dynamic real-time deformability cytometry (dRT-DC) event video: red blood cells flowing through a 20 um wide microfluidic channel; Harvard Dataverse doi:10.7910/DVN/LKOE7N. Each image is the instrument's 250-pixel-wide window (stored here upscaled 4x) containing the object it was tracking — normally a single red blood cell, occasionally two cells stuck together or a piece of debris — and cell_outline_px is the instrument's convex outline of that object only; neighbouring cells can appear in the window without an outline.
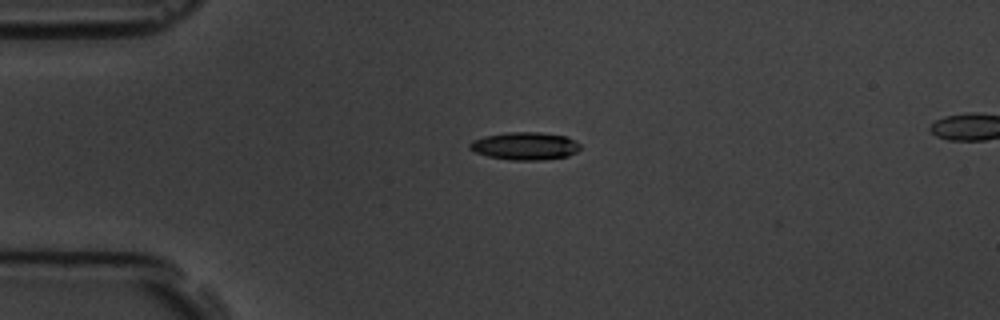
{"species": "common noctule bat (a hibernating species)", "species_latin": "Nyctalus noctula", "temperature_condition": "room temperature", "stored_images_in_passage": 5, "segment_of_instrument_passage": [1, 2], "camera_frame_rate_fps": 3000, "um_per_image_px": 0.085, "animal": {"sex": "male", "body_mass_g": 19.5, "forearm_length_mm": 54.6}, "frame": {"image": 1, "passage_image": 3, "time_ms": 3.333, "image_size_px": [1000, 320], "cell_outline_px": [[580, 148], [576, 152], [568, 156], [544, 160], [508, 160], [488, 156], [476, 152], [468, 148], [468, 144], [472, 140], [484, 136], [508, 132], [540, 132], [564, 136], [580, 144]], "centroid_in_image_um": [44.59, 12.41], "position_along_channel_um": 40.4, "area_um2": 17.86}}